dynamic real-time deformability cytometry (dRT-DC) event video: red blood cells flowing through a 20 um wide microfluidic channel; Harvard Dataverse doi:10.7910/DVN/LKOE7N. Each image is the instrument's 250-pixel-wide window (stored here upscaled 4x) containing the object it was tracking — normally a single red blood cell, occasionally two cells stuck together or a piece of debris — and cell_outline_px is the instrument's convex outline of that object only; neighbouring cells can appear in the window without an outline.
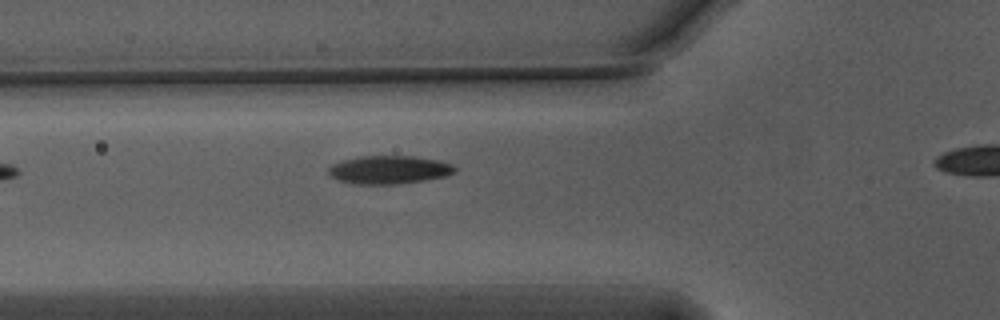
{"species": "Egyptian fruit bat (a non-hibernating species)", "species_latin": "Rousettus aegyptiacus", "temperature_condition": "warm", "stored_images_in_passage": 8, "camera_frame_rate_fps": 3000, "um_per_image_px": 0.085, "animal": {"sex": "male"}, "frame": {"image": 1, "passage_image": 4, "time_ms": 1.0, "image_size_px": [1000, 320], "cell_outline_px": [[456, 172], [448, 176], [424, 180], [396, 184], [352, 184], [336, 180], [328, 172], [328, 168], [332, 164], [344, 160], [360, 156], [416, 156], [436, 160], [452, 164], [456, 168]], "centroid_in_image_um": [33.07, 14.43], "position_along_channel_um": 92.7, "area_um2": 20.87}}